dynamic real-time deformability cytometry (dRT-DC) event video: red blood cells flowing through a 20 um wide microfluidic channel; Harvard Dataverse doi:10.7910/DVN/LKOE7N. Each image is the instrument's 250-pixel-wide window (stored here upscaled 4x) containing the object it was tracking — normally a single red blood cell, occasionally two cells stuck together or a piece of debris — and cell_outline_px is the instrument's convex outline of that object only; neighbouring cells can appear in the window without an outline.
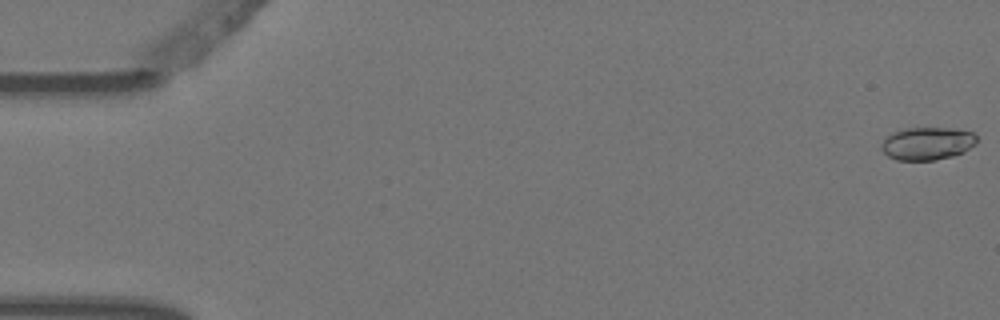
{"species": "Egyptian fruit bat (a non-hibernating species)", "species_latin": "Rousettus aegyptiacus", "temperature_condition": "warm", "stored_images_in_passage": 5, "camera_frame_rate_fps": 3000, "um_per_image_px": 0.085, "animal": {"sex": "female"}, "frame": {"image": 1, "passage_image": 1, "time_ms": 0.0, "image_size_px": [1000, 320], "cell_outline_px": [[976, 144], [964, 152], [952, 156], [936, 160], [896, 160], [888, 156], [880, 148], [880, 144], [892, 132], [908, 128], [952, 128], [972, 132], [976, 136]], "centroid_in_image_um": [78.82, 12.2], "position_along_channel_um": 6.2, "area_um2": 18.26}}
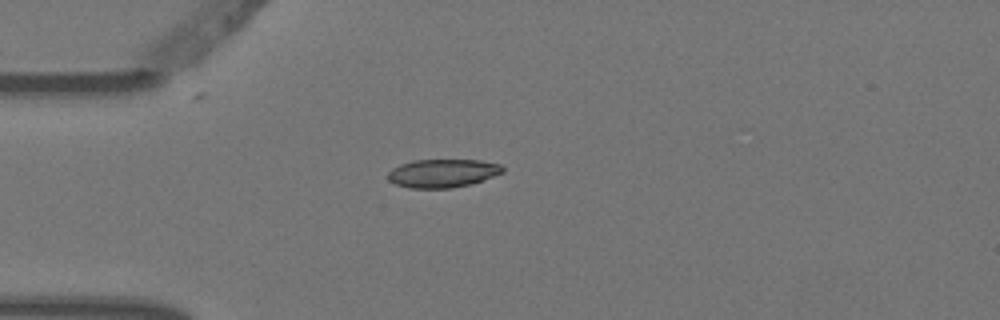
{"frame": {"image": 2, "passage_image": 5, "time_ms": 1.333, "image_size_px": [1000, 320], "cell_outline_px": [[504, 172], [472, 184], [452, 188], [408, 188], [396, 184], [388, 180], [388, 172], [392, 168], [400, 164], [416, 160], [480, 160], [500, 164], [504, 168]], "centroid_in_image_um": [37.63, 14.73], "position_along_channel_um": 47.4, "area_um2": 19.02}}